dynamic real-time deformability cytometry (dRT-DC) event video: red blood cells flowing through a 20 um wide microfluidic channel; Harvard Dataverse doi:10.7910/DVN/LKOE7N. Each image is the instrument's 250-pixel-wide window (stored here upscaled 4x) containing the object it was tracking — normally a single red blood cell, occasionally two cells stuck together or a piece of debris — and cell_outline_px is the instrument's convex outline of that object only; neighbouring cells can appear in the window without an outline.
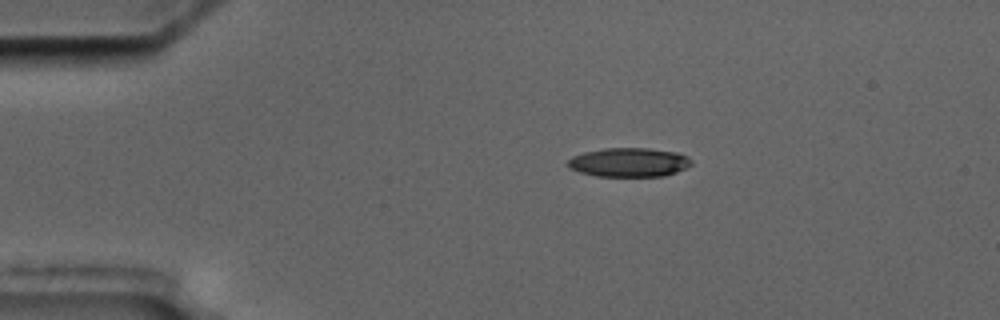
{"species": "common noctule bat (a hibernating species)", "species_latin": "Nyctalus noctula", "temperature_condition": "cold", "stored_images_in_passage": 5, "camera_frame_rate_fps": 3000, "um_per_image_px": 0.085, "animal": {"sex": "male", "body_mass_g": 17.5, "forearm_length_mm": 52.3}, "frame": {"image": 1, "passage_image": 3, "time_ms": 2.333, "image_size_px": [1000, 320], "cell_outline_px": [[692, 164], [676, 172], [664, 176], [596, 176], [580, 172], [568, 168], [568, 160], [572, 156], [584, 152], [604, 148], [648, 148], [676, 152], [688, 156], [692, 160]], "centroid_in_image_um": [53.46, 13.79], "position_along_channel_um": 31.5, "area_um2": 20.92}}
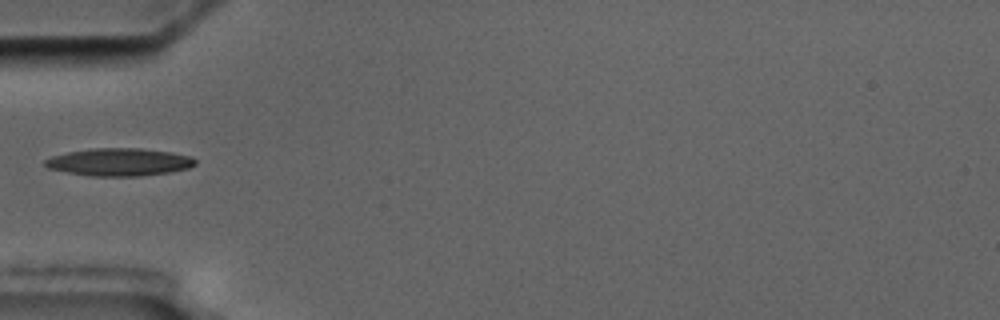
{"frame": {"image": 2, "passage_image": 5, "time_ms": 5.0, "image_size_px": [1000, 320], "cell_outline_px": [[196, 164], [188, 168], [168, 172], [140, 176], [88, 176], [48, 168], [44, 164], [44, 160], [52, 156], [68, 152], [92, 148], [140, 148], [172, 152], [192, 156], [196, 160]], "centroid_in_image_um": [10.15, 13.77], "position_along_channel_um": 74.9, "area_um2": 24.22}}